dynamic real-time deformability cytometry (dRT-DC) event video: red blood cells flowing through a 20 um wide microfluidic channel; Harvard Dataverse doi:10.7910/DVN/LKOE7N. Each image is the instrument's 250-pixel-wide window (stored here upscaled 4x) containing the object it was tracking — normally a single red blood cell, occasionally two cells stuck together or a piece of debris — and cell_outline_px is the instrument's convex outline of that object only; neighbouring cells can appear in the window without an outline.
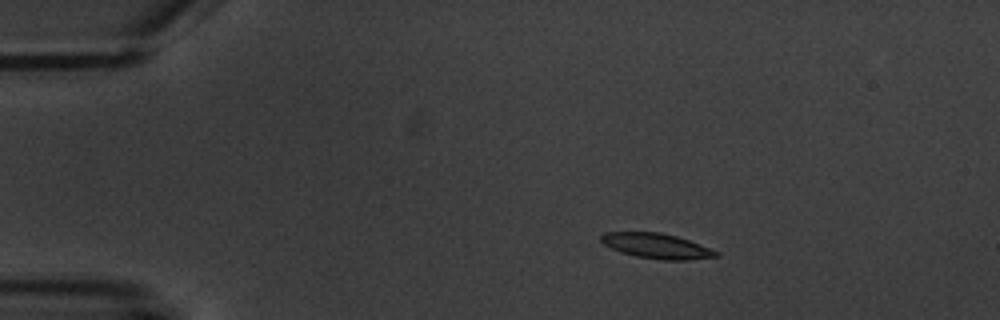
{"species": "common noctule bat (a hibernating species)", "species_latin": "Nyctalus noctula", "temperature_condition": "warm", "stored_images_in_passage": 4, "camera_frame_rate_fps": 3000, "um_per_image_px": 0.085, "animal": {"sex": "male", "body_mass_g": 20.1, "forearm_length_mm": 53.5}, "frame": {"image": 1, "passage_image": 2, "time_ms": 1.333, "image_size_px": [1000, 320], "cell_outline_px": [[720, 256], [688, 260], [660, 260], [636, 256], [620, 252], [604, 244], [600, 240], [600, 236], [604, 232], [660, 232], [676, 236], [688, 240], [720, 252]], "centroid_in_image_um": [55.81, 20.91], "position_along_channel_um": 29.2, "area_um2": 16.82}}